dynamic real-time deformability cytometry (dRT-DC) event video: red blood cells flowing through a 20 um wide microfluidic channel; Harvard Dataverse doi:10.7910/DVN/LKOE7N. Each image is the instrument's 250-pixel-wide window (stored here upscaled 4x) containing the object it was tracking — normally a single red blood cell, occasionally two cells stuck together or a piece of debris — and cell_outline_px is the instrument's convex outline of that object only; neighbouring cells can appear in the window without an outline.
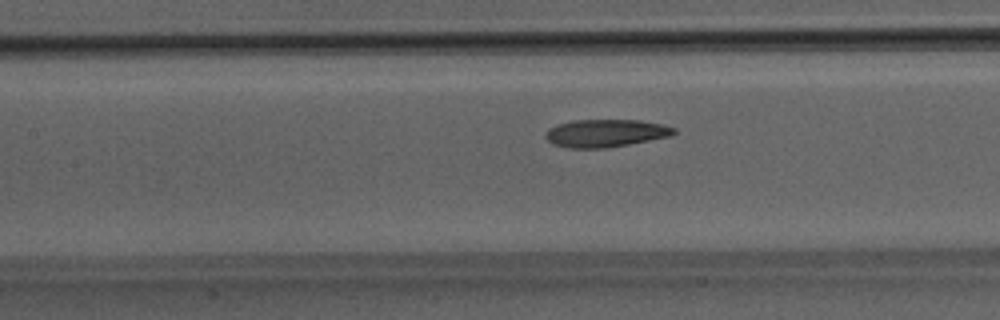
{"species": "Egyptian fruit bat (a non-hibernating species)", "species_latin": "Rousettus aegyptiacus", "temperature_condition": "room temperature", "stored_images_in_passage": 47, "camera_frame_rate_fps": 3000, "um_per_image_px": 0.085, "animal": {"sex": "male"}, "frame": {"image": 1, "passage_image": 19, "time_ms": 6.0, "image_size_px": [1000, 320], "cell_outline_px": [[676, 132], [672, 136], [628, 144], [604, 148], [568, 148], [552, 144], [544, 136], [544, 132], [548, 128], [556, 124], [572, 120], [640, 120], [660, 124], [676, 128]], "centroid_in_image_um": [51.43, 11.31], "position_along_channel_um": 156.0, "area_um2": 20.87}}
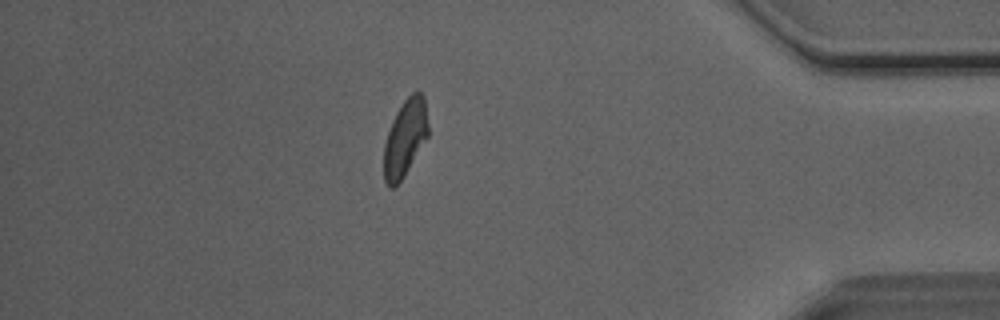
{"frame": {"image": 2, "passage_image": 40, "time_ms": 13.0, "image_size_px": [1000, 320], "cell_outline_px": [[428, 136], [404, 176], [392, 188], [388, 188], [384, 180], [384, 144], [392, 120], [396, 112], [404, 100], [412, 92], [420, 92], [424, 96], [428, 124]], "centroid_in_image_um": [34.43, 11.73], "position_along_channel_um": 400.8, "area_um2": 19.71}}
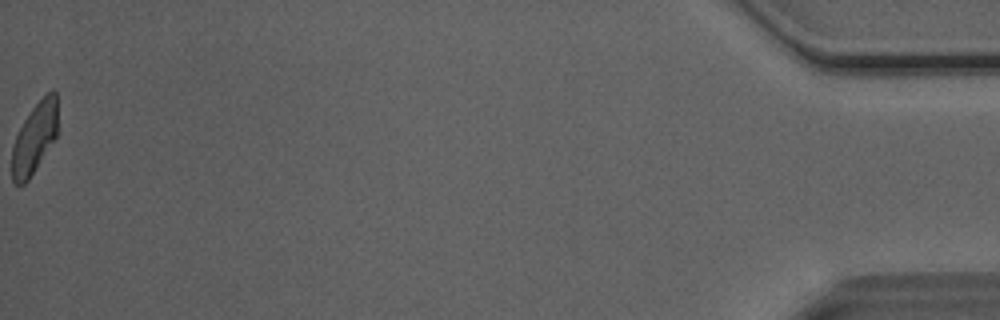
{"frame": {"image": 3, "passage_image": 47, "time_ms": 15.333, "image_size_px": [1000, 320], "cell_outline_px": [[56, 136], [28, 180], [24, 184], [16, 184], [12, 180], [12, 148], [16, 136], [24, 120], [32, 108], [48, 92], [56, 92]], "centroid_in_image_um": [2.9, 11.76], "position_along_channel_um": 432.3, "area_um2": 18.15}, "authors_computed_cell_mechanics": {"area_um2": 20.8658, "velocity_mm_per_s": 4.0461, "shape_relaxation_time_tau1_ms": 11.1503, "shape_relaxation_time_tau2_ms": 2.6526, "deformation_change_tau1": 0.2606, "deformation_change_tau2": 0.1109}}